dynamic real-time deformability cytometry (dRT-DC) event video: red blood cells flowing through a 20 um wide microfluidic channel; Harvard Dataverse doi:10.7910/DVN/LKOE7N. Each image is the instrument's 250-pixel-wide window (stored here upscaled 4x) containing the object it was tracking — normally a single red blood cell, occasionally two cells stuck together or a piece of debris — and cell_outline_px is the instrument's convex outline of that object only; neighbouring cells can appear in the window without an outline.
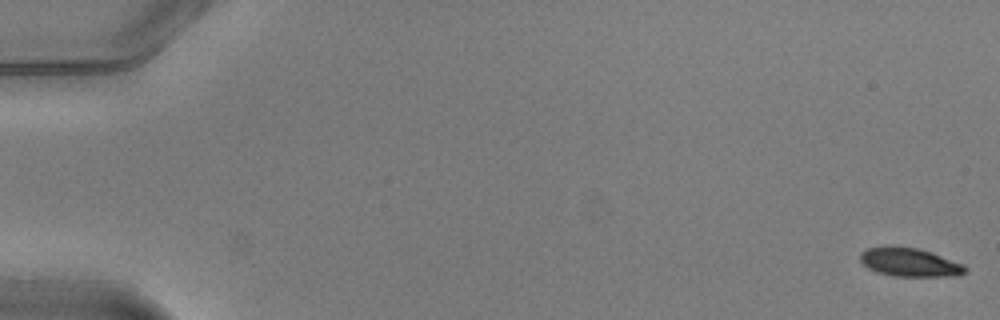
{"species": "common noctule bat (a hibernating species)", "species_latin": "Nyctalus noctula", "temperature_condition": "warm", "stored_images_in_passage": 52, "camera_frame_rate_fps": 3000, "um_per_image_px": 0.085, "animal": {"sex": "male", "body_mass_g": 20.5, "forearm_length_mm": 52.5}, "frame": {"image": 1, "passage_image": 1, "time_ms": 0.0, "image_size_px": [1000, 320], "cell_outline_px": [[968, 272], [960, 276], [892, 276], [876, 272], [868, 268], [860, 260], [860, 252], [868, 248], [888, 244], [892, 244], [916, 248], [932, 252], [964, 264], [968, 268]], "centroid_in_image_um": [77.33, 22.28], "position_along_channel_um": 7.7, "area_um2": 18.03}}
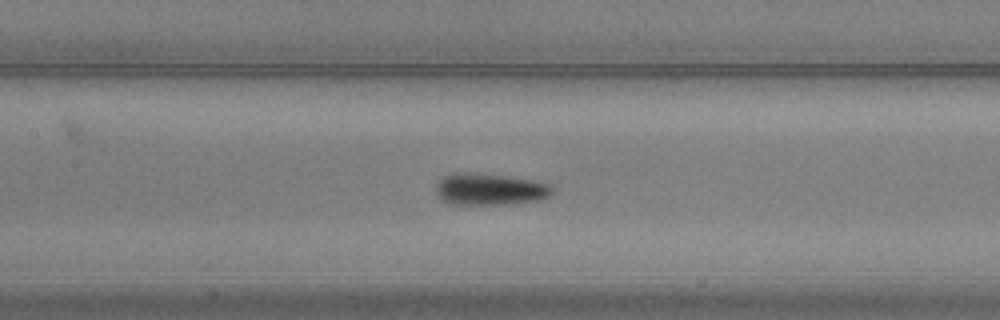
{"frame": {"image": 2, "passage_image": 25, "time_ms": 8.0, "image_size_px": [1000, 320], "cell_outline_px": [[552, 192], [548, 196], [540, 200], [504, 204], [452, 204], [444, 200], [436, 192], [436, 188], [440, 180], [444, 176], [464, 172], [512, 176], [540, 180], [552, 184]], "centroid_in_image_um": [41.72, 16.07], "position_along_channel_um": 165.7, "area_um2": 21.5}}
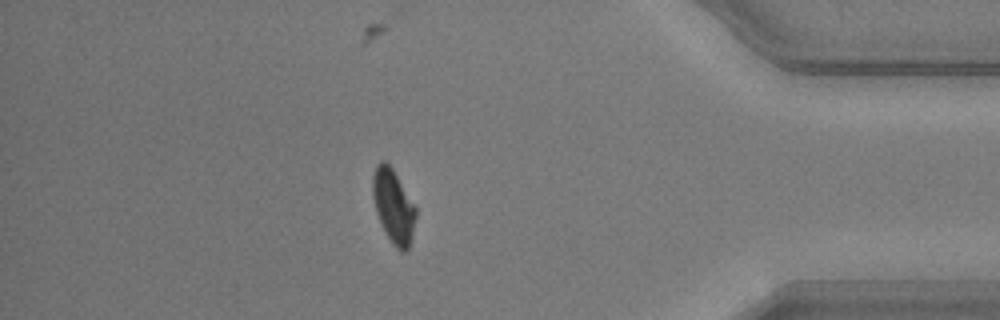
{"frame": {"image": 3, "passage_image": 45, "time_ms": 14.667, "image_size_px": [1000, 320], "cell_outline_px": [[416, 216], [412, 236], [408, 248], [404, 252], [400, 252], [392, 244], [376, 212], [372, 192], [372, 176], [376, 164], [380, 160], [384, 160], [392, 168], [416, 204]], "centroid_in_image_um": [33.45, 17.49], "position_along_channel_um": 401.7, "area_um2": 18.61}, "authors_computed_cell_mechanics": {"area_um2": 19.363, "velocity_mm_per_s": 4.0411, "shape_relaxation_time_tau1_ms": 2.255, "shape_relaxation_time_tau2_ms": 3.7685, "deformation_change_tau1": 0.1299, "deformation_change_tau2": 0.0664}}